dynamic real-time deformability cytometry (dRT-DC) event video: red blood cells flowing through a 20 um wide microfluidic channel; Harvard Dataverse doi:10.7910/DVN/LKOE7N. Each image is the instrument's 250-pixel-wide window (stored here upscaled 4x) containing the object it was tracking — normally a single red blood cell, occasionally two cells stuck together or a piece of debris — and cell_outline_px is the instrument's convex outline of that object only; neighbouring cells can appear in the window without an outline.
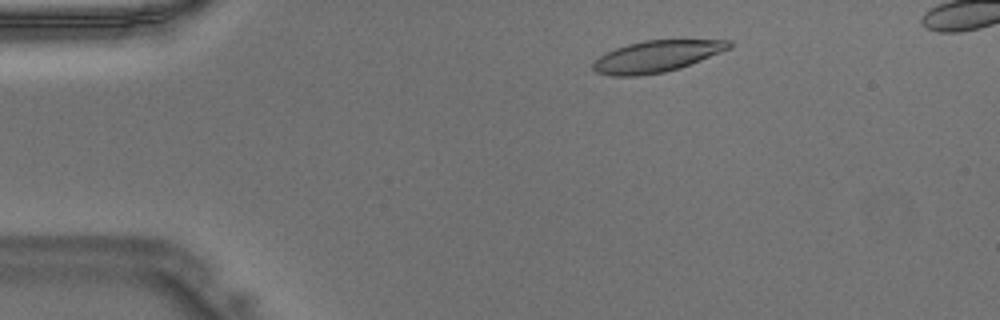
{"species": "Egyptian fruit bat (a non-hibernating species)", "species_latin": "Rousettus aegyptiacus", "temperature_condition": "warm", "stored_images_in_passage": 43, "camera_frame_rate_fps": 3000, "um_per_image_px": 0.085, "animal": {"sex": "male"}, "frame": {"image": 1, "passage_image": 6, "time_ms": 1.667, "image_size_px": [1000, 320], "cell_outline_px": [[732, 48], [680, 68], [664, 72], [640, 76], [608, 76], [596, 72], [592, 68], [592, 64], [604, 52], [628, 44], [644, 40], [732, 40]], "centroid_in_image_um": [55.8, 4.79], "position_along_channel_um": 29.2, "area_um2": 25.09}}
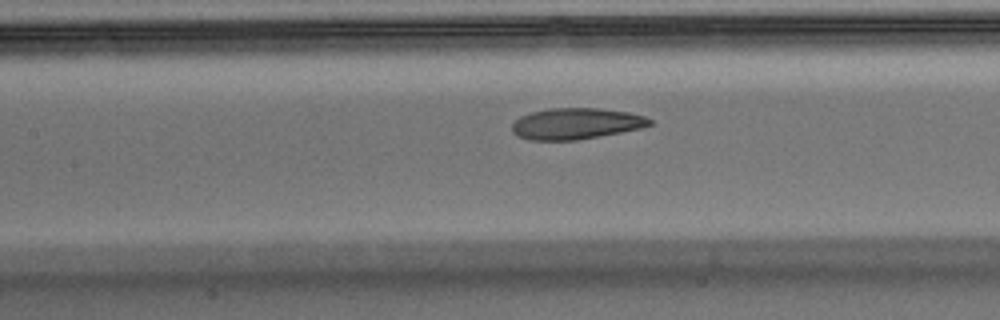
{"frame": {"image": 2, "passage_image": 19, "time_ms": 6.0, "image_size_px": [1000, 320], "cell_outline_px": [[652, 124], [640, 128], [620, 132], [576, 140], [528, 140], [516, 136], [512, 132], [512, 124], [520, 116], [532, 112], [548, 108], [600, 108], [628, 112], [644, 116], [652, 120]], "centroid_in_image_um": [48.92, 10.5], "position_along_channel_um": 158.5, "area_um2": 24.97}}
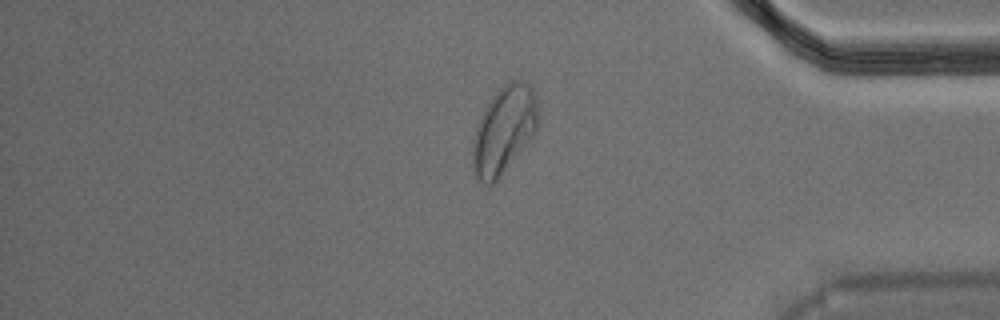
{"frame": {"image": 3, "passage_image": 37, "time_ms": 12.0, "image_size_px": [1000, 320], "cell_outline_px": [[540, 124], [536, 132], [496, 180], [492, 184], [484, 184], [476, 180], [472, 164], [472, 140], [480, 116], [484, 108], [496, 92], [504, 84], [512, 80], [524, 80], [532, 88], [536, 96]], "centroid_in_image_um": [42.84, 11.03], "position_along_channel_um": 392.4, "area_um2": 33.41}}